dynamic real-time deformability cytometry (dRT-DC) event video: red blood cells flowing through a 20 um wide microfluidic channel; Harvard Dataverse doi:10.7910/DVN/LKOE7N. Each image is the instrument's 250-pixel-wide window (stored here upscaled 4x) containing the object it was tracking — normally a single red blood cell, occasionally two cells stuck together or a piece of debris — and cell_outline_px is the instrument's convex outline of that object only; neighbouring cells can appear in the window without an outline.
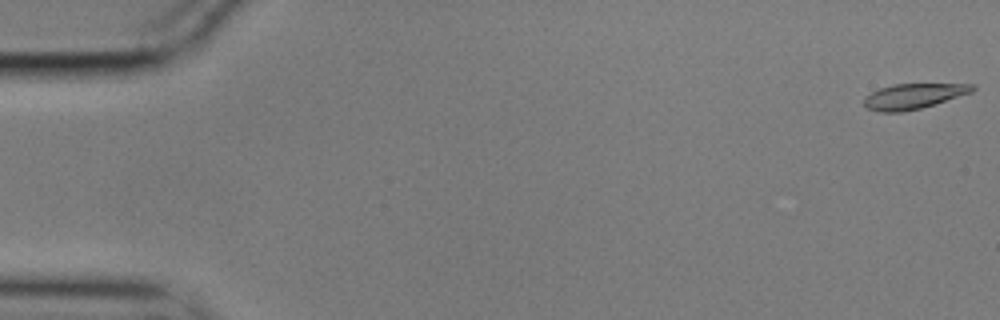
{"species": "common noctule bat (a hibernating species)", "species_latin": "Nyctalus noctula", "temperature_condition": "cold", "stored_images_in_passage": 55, "camera_frame_rate_fps": 3000, "um_per_image_px": 0.085, "animal": {"sex": "male", "body_mass_g": 17.9}, "frame": {"image": 1, "passage_image": 1, "time_ms": 0.0, "image_size_px": [1000, 320], "cell_outline_px": [[976, 88], [972, 92], [920, 108], [904, 112], [880, 112], [868, 108], [864, 104], [864, 96], [880, 88], [896, 84], [976, 84]], "centroid_in_image_um": [77.63, 8.17], "position_along_channel_um": 7.4, "area_um2": 15.78}}
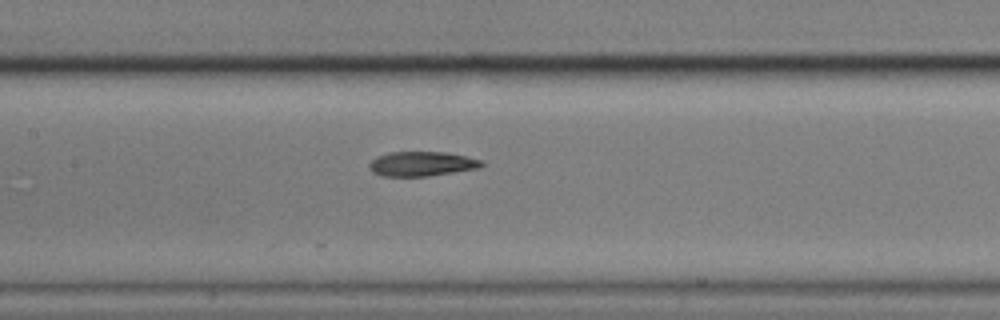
{"frame": {"image": 2, "passage_image": 27, "time_ms": 8.667, "image_size_px": [1000, 320], "cell_outline_px": [[484, 164], [480, 168], [428, 176], [380, 176], [372, 172], [368, 168], [368, 164], [376, 156], [392, 152], [444, 152], [464, 156], [480, 160]], "centroid_in_image_um": [35.8, 13.93], "position_along_channel_um": 171.6, "area_um2": 16.07}}
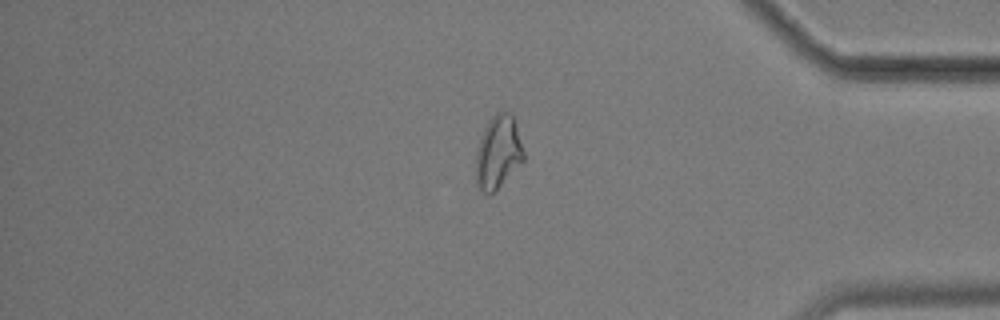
{"frame": {"image": 3, "passage_image": 48, "time_ms": 15.667, "image_size_px": [1000, 320], "cell_outline_px": [[524, 160], [496, 192], [492, 196], [488, 196], [476, 184], [476, 152], [484, 128], [488, 120], [496, 112], [508, 112], [512, 116], [524, 152]], "centroid_in_image_um": [42.32, 13.0], "position_along_channel_um": 392.9, "area_um2": 20.35}}